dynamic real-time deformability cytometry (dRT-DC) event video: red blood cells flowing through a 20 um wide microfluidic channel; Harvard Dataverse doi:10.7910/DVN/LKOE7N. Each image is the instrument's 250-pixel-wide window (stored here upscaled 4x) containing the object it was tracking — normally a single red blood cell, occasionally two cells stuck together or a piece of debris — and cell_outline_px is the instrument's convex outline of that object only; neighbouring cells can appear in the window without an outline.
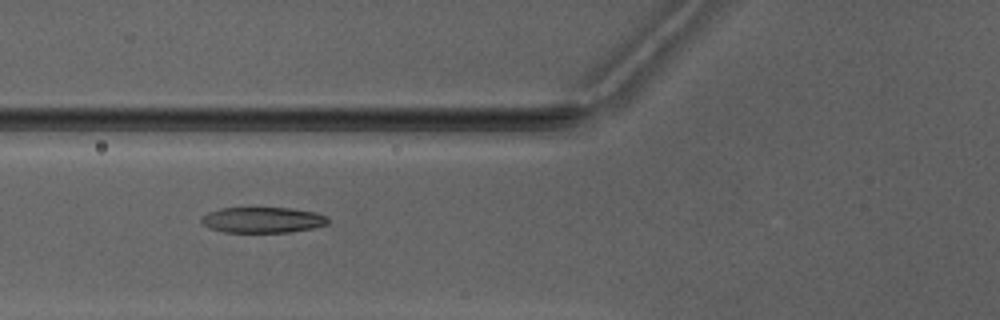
{"species": "Egyptian fruit bat (a non-hibernating species)", "species_latin": "Rousettus aegyptiacus", "temperature_condition": "warm", "stored_images_in_passage": 7, "camera_frame_rate_fps": 3000, "um_per_image_px": 0.085, "animal": {"sex": "male"}, "frame": {"image": 1, "passage_image": 4, "time_ms": 4.667, "image_size_px": [1000, 320], "cell_outline_px": [[328, 224], [312, 228], [288, 232], [224, 232], [208, 228], [200, 220], [208, 212], [220, 208], [292, 208], [316, 212], [328, 216]], "centroid_in_image_um": [22.34, 18.69], "position_along_channel_um": 103.5, "area_um2": 18.96}}
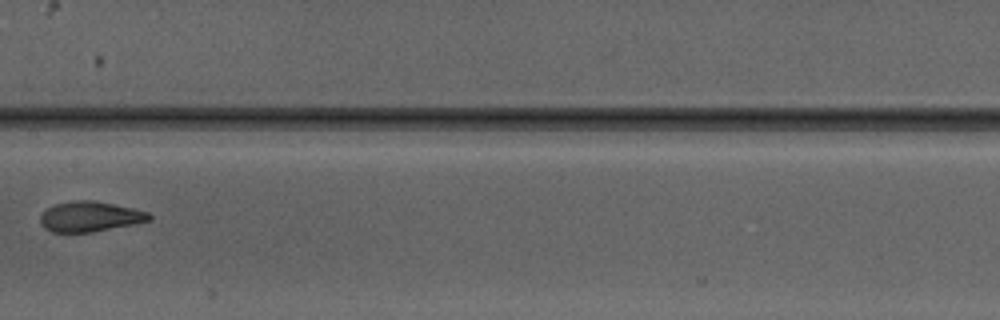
{"frame": {"image": 2, "passage_image": 6, "time_ms": 7.0, "image_size_px": [1000, 320], "cell_outline_px": [[152, 220], [136, 224], [92, 232], [68, 236], [52, 232], [44, 228], [40, 224], [40, 216], [48, 208], [56, 204], [76, 200], [96, 200], [132, 208], [148, 212], [152, 216]], "centroid_in_image_um": [7.63, 18.45], "position_along_channel_um": 199.8, "area_um2": 19.83}}
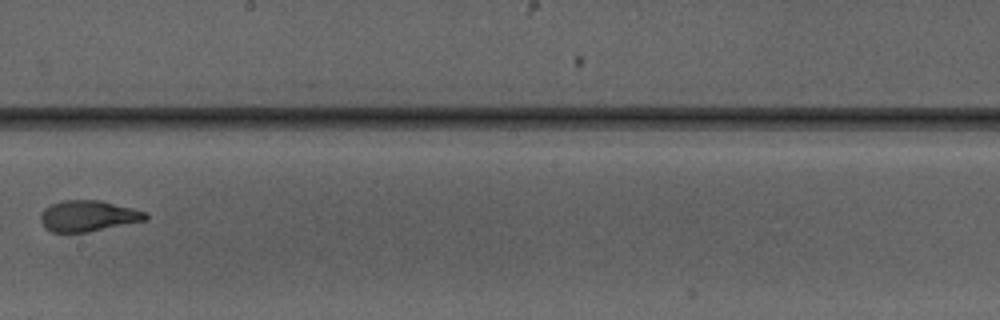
{"frame": {"image": 3, "passage_image": 7, "time_ms": 8.0, "image_size_px": [1000, 320], "cell_outline_px": [[148, 216], [144, 220], [88, 232], [52, 232], [44, 228], [40, 220], [40, 216], [44, 208], [60, 200], [100, 200], [132, 208], [144, 212]], "centroid_in_image_um": [7.42, 18.35], "position_along_channel_um": 240.8, "area_um2": 18.79}}